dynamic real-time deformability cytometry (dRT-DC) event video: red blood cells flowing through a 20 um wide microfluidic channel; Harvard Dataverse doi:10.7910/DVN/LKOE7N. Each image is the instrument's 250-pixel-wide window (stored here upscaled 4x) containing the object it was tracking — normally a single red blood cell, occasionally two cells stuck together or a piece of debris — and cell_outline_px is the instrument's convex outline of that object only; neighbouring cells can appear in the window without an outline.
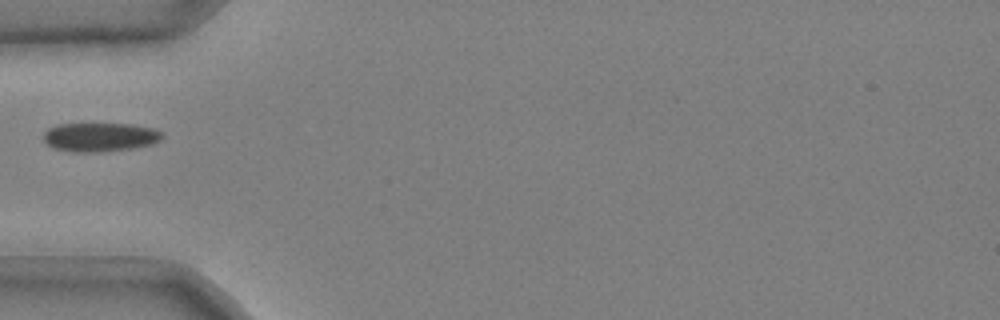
{"species": "common noctule bat (a hibernating species)", "species_latin": "Nyctalus noctula", "temperature_condition": "cold", "stored_images_in_passage": 31, "camera_frame_rate_fps": 3000, "um_per_image_px": 0.085, "animal": {"sex": "male", "body_mass_g": 20.4}, "frame": {"image": 1, "passage_image": 1, "time_ms": 0.0, "image_size_px": [1000, 320], "cell_outline_px": [[164, 136], [160, 140], [152, 144], [132, 148], [100, 152], [72, 152], [52, 148], [44, 140], [44, 132], [48, 128], [56, 124], [132, 124], [156, 128]], "centroid_in_image_um": [8.5, 11.65], "position_along_channel_um": 76.5, "area_um2": 20.11}}
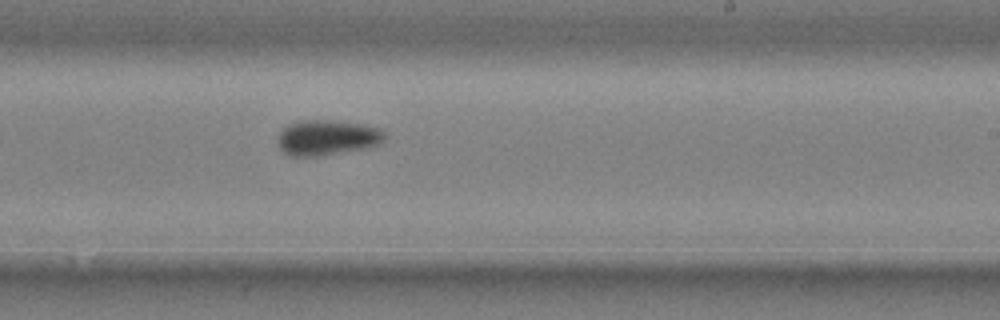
{"frame": {"image": 2, "passage_image": 16, "time_ms": 5.0, "image_size_px": [1000, 320], "cell_outline_px": [[384, 140], [380, 144], [372, 148], [320, 156], [288, 156], [276, 144], [276, 140], [280, 132], [288, 124], [304, 120], [324, 120], [364, 124], [380, 128], [384, 132]], "centroid_in_image_um": [27.82, 11.72], "position_along_channel_um": 261.2, "area_um2": 22.37}}
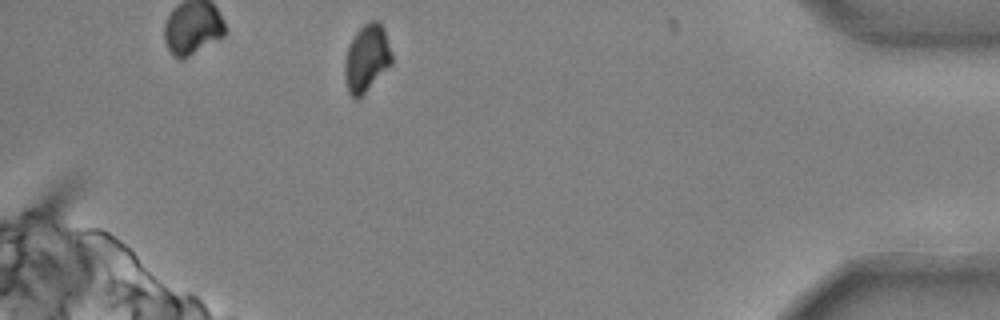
{"frame": {"image": 3, "passage_image": 31, "time_ms": 10.0, "image_size_px": [1000, 320], "cell_outline_px": [[392, 64], [360, 100], [352, 100], [348, 92], [344, 72], [344, 64], [348, 44], [356, 32], [368, 20], [380, 20], [384, 28], [392, 52]], "centroid_in_image_um": [31.17, 4.98], "position_along_channel_um": 404.0, "area_um2": 19.13}}